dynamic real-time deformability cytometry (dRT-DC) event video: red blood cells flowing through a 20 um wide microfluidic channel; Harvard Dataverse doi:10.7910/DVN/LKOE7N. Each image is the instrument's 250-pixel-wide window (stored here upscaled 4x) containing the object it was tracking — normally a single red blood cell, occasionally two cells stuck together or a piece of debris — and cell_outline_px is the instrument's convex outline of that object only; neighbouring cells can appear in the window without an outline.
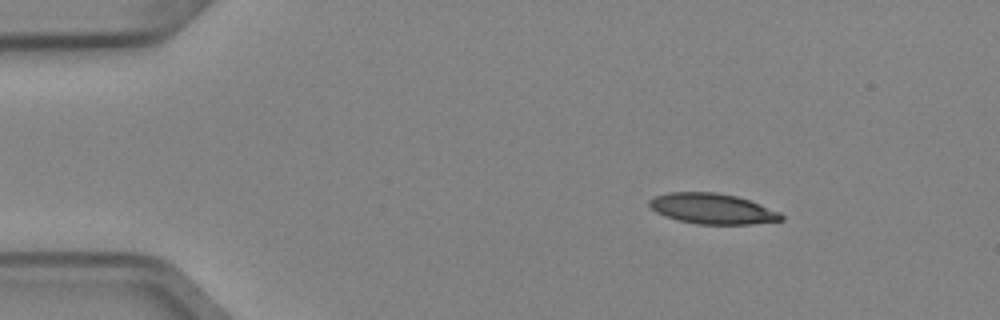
{"species": "Egyptian fruit bat (a non-hibernating species)", "species_latin": "Rousettus aegyptiacus", "temperature_condition": "cold", "stored_images_in_passage": 45, "camera_frame_rate_fps": 3000, "um_per_image_px": 0.085, "animal": {"sex": "female"}, "frame": {"image": 1, "passage_image": 1, "time_ms": 0.0, "image_size_px": [1000, 320], "cell_outline_px": [[784, 220], [752, 224], [696, 224], [676, 220], [664, 216], [656, 212], [648, 204], [648, 200], [656, 196], [668, 192], [716, 192], [736, 196], [760, 204], [780, 212], [784, 216]], "centroid_in_image_um": [60.54, 17.74], "position_along_channel_um": 24.5, "area_um2": 23.52}}
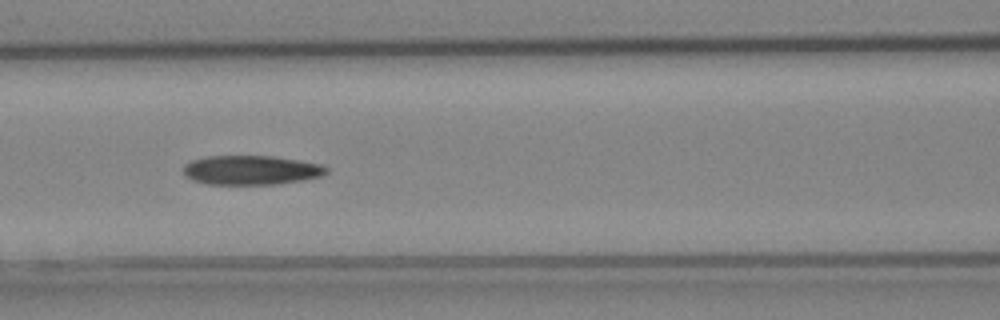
{"frame": {"image": 2, "passage_image": 16, "time_ms": 5.0, "image_size_px": [1000, 320], "cell_outline_px": [[328, 172], [324, 176], [304, 180], [280, 184], [208, 184], [192, 180], [184, 172], [184, 164], [192, 160], [208, 156], [272, 156], [320, 164], [328, 168]], "centroid_in_image_um": [21.38, 14.46], "position_along_channel_um": 145.2, "area_um2": 24.39}}
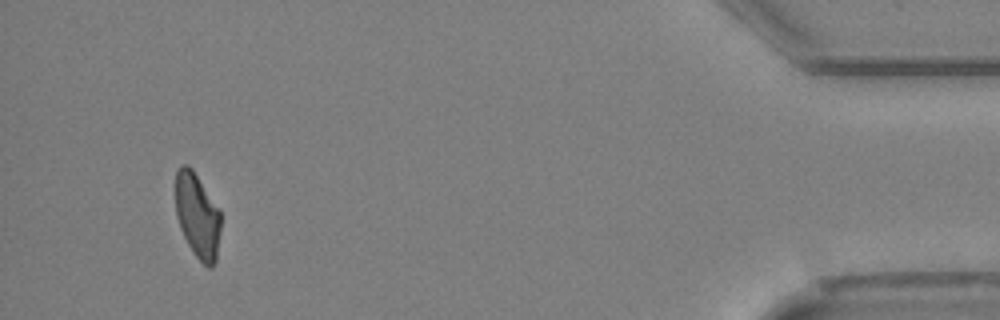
{"frame": {"image": 3, "passage_image": 42, "time_ms": 13.667, "image_size_px": [1000, 320], "cell_outline_px": [[220, 228], [216, 260], [212, 268], [208, 268], [196, 256], [188, 244], [180, 228], [176, 216], [176, 172], [180, 164], [188, 164], [192, 168], [220, 212]], "centroid_in_image_um": [16.76, 18.33], "position_along_channel_um": 418.4, "area_um2": 22.08}, "authors_computed_cell_mechanics": {"area_um2": 23.9292, "velocity_mm_per_s": 3.9654, "shape_relaxation_time_tau1_ms": 9.5122, "shape_relaxation_time_tau2_ms": 7.5571, "deformation_change_tau1": 0.2016, "deformation_change_tau2": 0.1509}}